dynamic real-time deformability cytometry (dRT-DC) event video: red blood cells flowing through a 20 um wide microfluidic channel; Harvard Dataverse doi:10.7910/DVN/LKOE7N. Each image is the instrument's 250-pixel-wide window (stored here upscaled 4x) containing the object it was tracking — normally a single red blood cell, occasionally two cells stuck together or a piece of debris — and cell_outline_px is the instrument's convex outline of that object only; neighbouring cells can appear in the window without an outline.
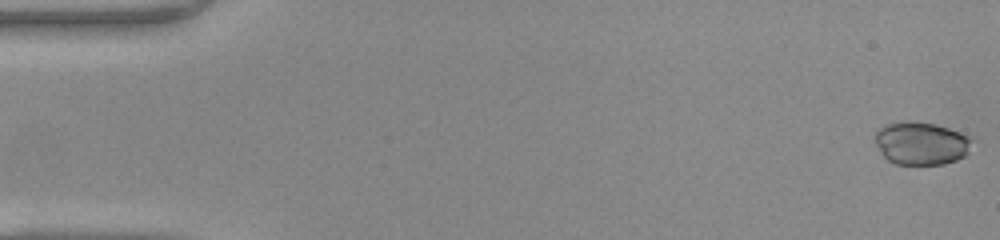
{"species": "common noctule bat (a hibernating species)", "species_latin": "Nyctalus noctula", "temperature_condition": "warm", "stored_images_in_passage": 48, "camera_frame_rate_fps": 3000, "um_per_image_px": 0.085, "animal": {"sex": "female", "body_mass_g": 22.0, "forearm_length_mm": 56.7}, "frame": {"image": 1, "passage_image": 1, "time_ms": 0.0, "image_size_px": [1000, 240], "cell_outline_px": [[972, 140], [968, 152], [964, 156], [956, 160], [944, 164], [896, 164], [888, 160], [880, 152], [876, 144], [876, 132], [880, 128], [888, 124], [916, 120], [936, 124], [948, 128], [968, 136]], "centroid_in_image_um": [78.3, 12.18], "position_along_channel_um": 6.7, "area_um2": 24.04}}
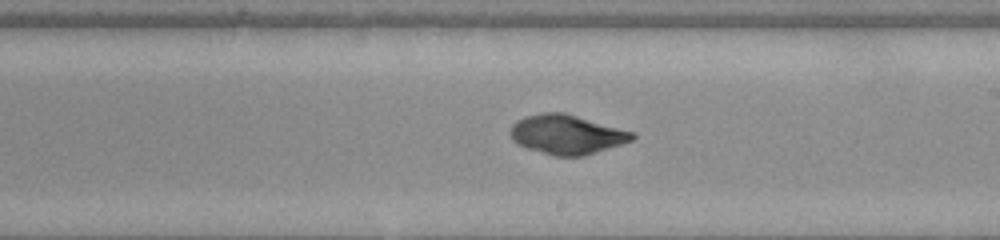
{"frame": {"image": 2, "passage_image": 28, "time_ms": 9.0, "image_size_px": [1000, 240], "cell_outline_px": [[636, 136], [632, 140], [584, 156], [552, 156], [516, 144], [512, 140], [508, 132], [512, 124], [516, 120], [524, 116], [544, 112], [564, 112], [636, 132]], "centroid_in_image_um": [48.14, 11.42], "position_along_channel_um": 240.9, "area_um2": 28.26}}
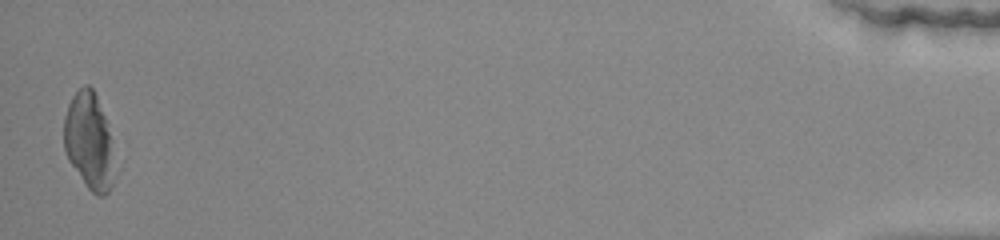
{"frame": {"image": 3, "passage_image": 48, "time_ms": 15.667, "image_size_px": [1000, 240], "cell_outline_px": [[112, 188], [104, 196], [96, 196], [88, 188], [68, 160], [64, 148], [64, 116], [68, 104], [72, 96], [84, 84], [88, 84], [92, 88], [96, 96], [104, 116], [108, 132], [112, 184]], "centroid_in_image_um": [7.5, 11.98], "position_along_channel_um": 427.7, "area_um2": 27.4}, "authors_computed_cell_mechanics": {"area_um2": 27.166, "velocity_mm_per_s": 4.232, "shape_relaxation_time_tau1_ms": 4.7292, "shape_relaxation_time_tau2_ms": 2.0176, "deformation_change_tau1": 0.1262, "deformation_change_tau2": 0.0377}}